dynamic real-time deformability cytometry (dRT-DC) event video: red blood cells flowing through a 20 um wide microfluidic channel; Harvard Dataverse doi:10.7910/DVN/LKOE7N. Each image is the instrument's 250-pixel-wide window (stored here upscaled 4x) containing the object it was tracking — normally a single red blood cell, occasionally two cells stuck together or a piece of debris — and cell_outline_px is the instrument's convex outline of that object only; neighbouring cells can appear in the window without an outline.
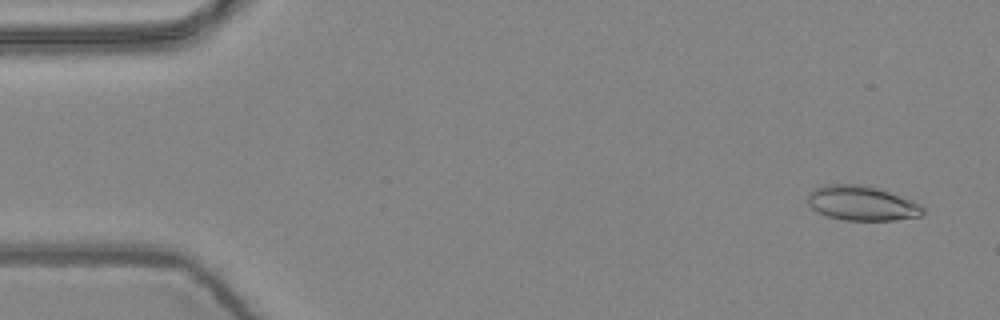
{"species": "common noctule bat (a hibernating species)", "species_latin": "Nyctalus noctula", "temperature_condition": "warm", "stored_images_in_passage": 14, "camera_frame_rate_fps": 3000, "um_per_image_px": 0.085, "animal": {"sex": "female", "body_mass_g": 24.6, "forearm_length_mm": 56.2}, "frame": {"image": 1, "passage_image": 1, "time_ms": 0.0, "image_size_px": [1000, 320], "cell_outline_px": [[924, 212], [920, 216], [892, 220], [844, 220], [828, 216], [816, 212], [808, 204], [808, 192], [812, 188], [824, 184], [868, 184], [912, 200], [920, 204], [924, 208]], "centroid_in_image_um": [73.22, 17.25], "position_along_channel_um": 11.8, "area_um2": 23.58}}
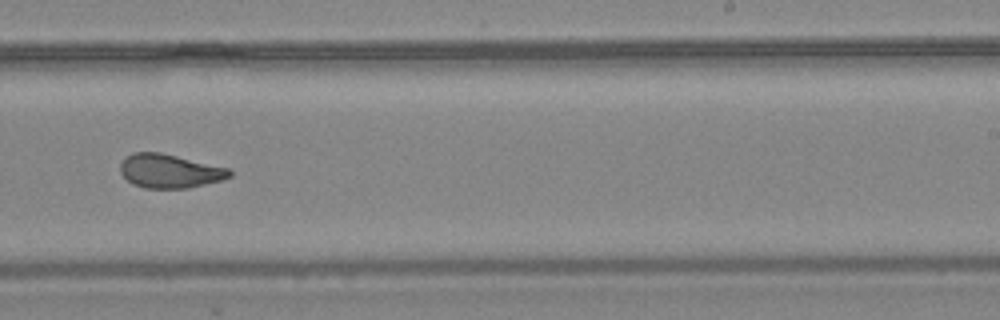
{"frame": {"image": 2, "passage_image": 9, "time_ms": 2.667, "image_size_px": [1000, 320], "cell_outline_px": [[232, 176], [220, 180], [188, 188], [144, 188], [132, 184], [120, 172], [120, 164], [132, 152], [160, 152], [228, 168], [232, 172]], "centroid_in_image_um": [14.4, 14.54], "position_along_channel_um": 274.6, "area_um2": 21.33}}
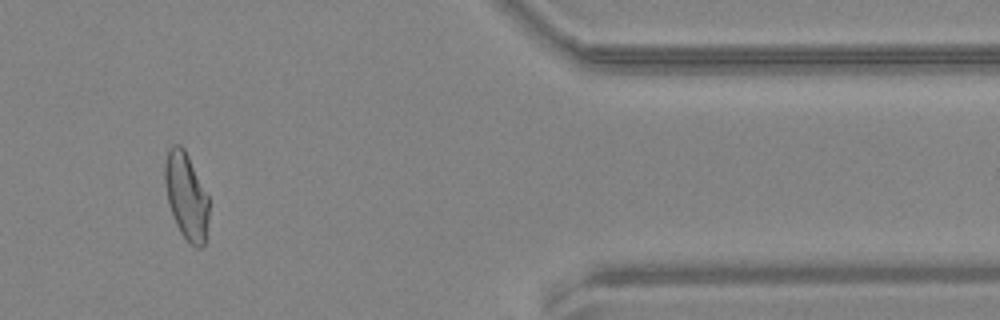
{"frame": {"image": 3, "passage_image": 12, "time_ms": 3.667, "image_size_px": [1000, 320], "cell_outline_px": [[208, 216], [204, 244], [200, 248], [196, 248], [180, 232], [176, 224], [168, 204], [164, 184], [164, 164], [168, 148], [172, 144], [180, 144], [184, 148], [208, 196]], "centroid_in_image_um": [15.8, 16.63], "position_along_channel_um": 395.6, "area_um2": 22.14}}